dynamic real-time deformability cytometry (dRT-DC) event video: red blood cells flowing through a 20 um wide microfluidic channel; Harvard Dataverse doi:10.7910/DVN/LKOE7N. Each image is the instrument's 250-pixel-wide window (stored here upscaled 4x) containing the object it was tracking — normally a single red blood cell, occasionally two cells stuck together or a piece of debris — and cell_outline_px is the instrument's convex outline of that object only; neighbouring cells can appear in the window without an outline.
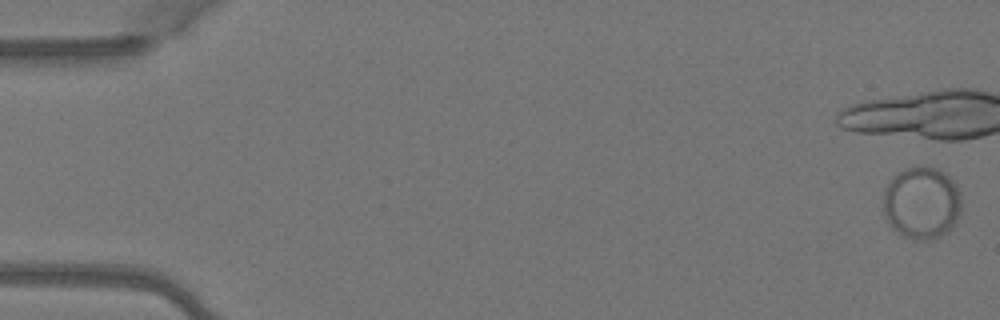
{"species": "Egyptian fruit bat (a non-hibernating species)", "species_latin": "Rousettus aegyptiacus", "temperature_condition": "warm", "stored_images_in_passage": 6, "camera_frame_rate_fps": 3000, "um_per_image_px": 0.085, "animal": {"sex": "female"}, "frame": {"image": 1, "passage_image": 1, "time_ms": 0.0, "image_size_px": [1000, 320], "cell_outline_px": [[960, 212], [956, 224], [932, 240], [916, 240], [904, 236], [892, 228], [884, 212], [884, 188], [888, 180], [892, 176], [908, 168], [936, 168], [944, 172], [952, 180], [960, 192]], "centroid_in_image_um": [78.34, 17.26], "position_along_channel_um": 6.7, "area_um2": 32.66}}
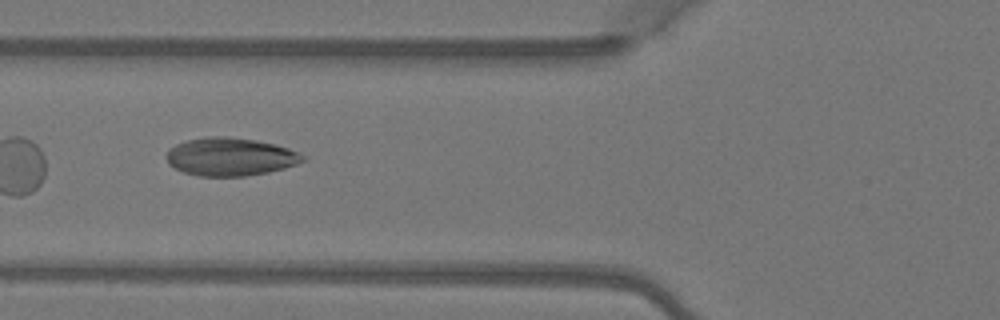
{"frame": {"image": 2, "passage_image": 6, "time_ms": 1.667, "image_size_px": [1000, 320], "cell_outline_px": [[308, 160], [284, 168], [268, 172], [244, 176], [200, 176], [184, 172], [168, 164], [168, 148], [176, 144], [188, 140], [208, 136], [228, 136], [256, 140], [276, 144], [288, 148], [308, 156]], "centroid_in_image_um": [19.63, 13.32], "position_along_channel_um": 106.2, "area_um2": 30.35}}